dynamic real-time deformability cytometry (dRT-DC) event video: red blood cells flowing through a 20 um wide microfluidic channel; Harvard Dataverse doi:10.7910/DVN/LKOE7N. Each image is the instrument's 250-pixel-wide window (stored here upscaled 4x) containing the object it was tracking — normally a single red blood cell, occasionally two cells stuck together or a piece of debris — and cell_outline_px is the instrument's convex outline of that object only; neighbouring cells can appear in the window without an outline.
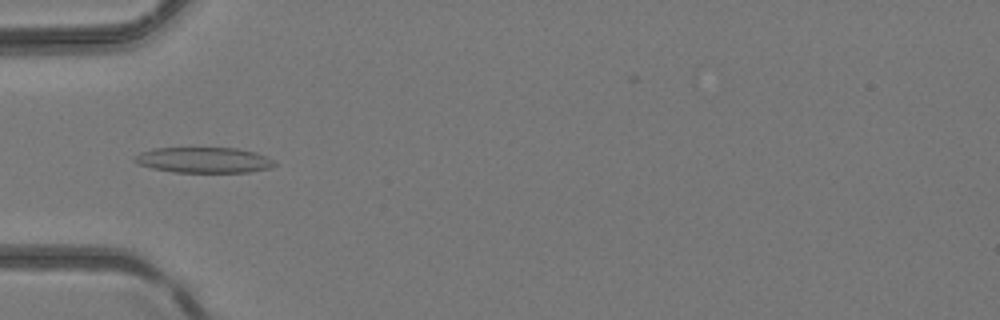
{"species": "common noctule bat (a hibernating species)", "species_latin": "Nyctalus noctula", "temperature_condition": "room temperature", "stored_images_in_passage": 49, "camera_frame_rate_fps": 3000, "um_per_image_px": 0.085, "animal": {"sex": "female", "body_mass_g": 24.6, "forearm_length_mm": 56.2}, "frame": {"image": 1, "passage_image": 17, "time_ms": 5.333, "image_size_px": [1000, 320], "cell_outline_px": [[276, 164], [268, 168], [248, 172], [172, 172], [152, 168], [140, 164], [132, 160], [140, 152], [152, 148], [236, 148], [256, 152], [272, 160]], "centroid_in_image_um": [17.29, 13.6], "position_along_channel_um": 67.7, "area_um2": 20.69}}
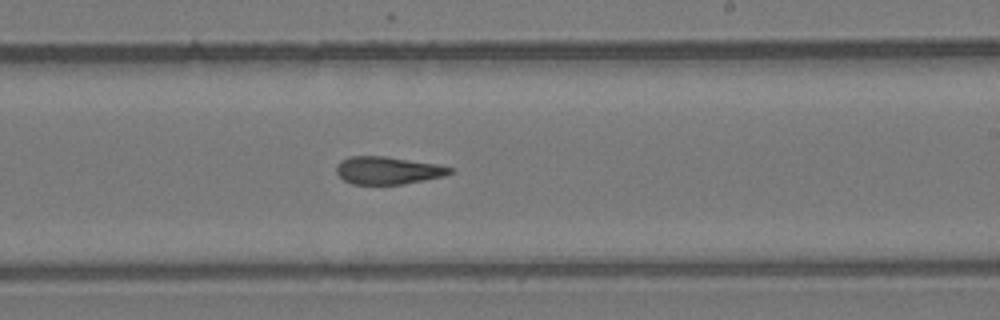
{"frame": {"image": 2, "passage_image": 30, "time_ms": 9.667, "image_size_px": [1000, 320], "cell_outline_px": [[456, 172], [444, 176], [404, 184], [352, 184], [344, 180], [336, 172], [336, 164], [340, 160], [348, 156], [384, 156], [440, 164], [452, 168]], "centroid_in_image_um": [32.98, 14.48], "position_along_channel_um": 256.0, "area_um2": 18.5}}
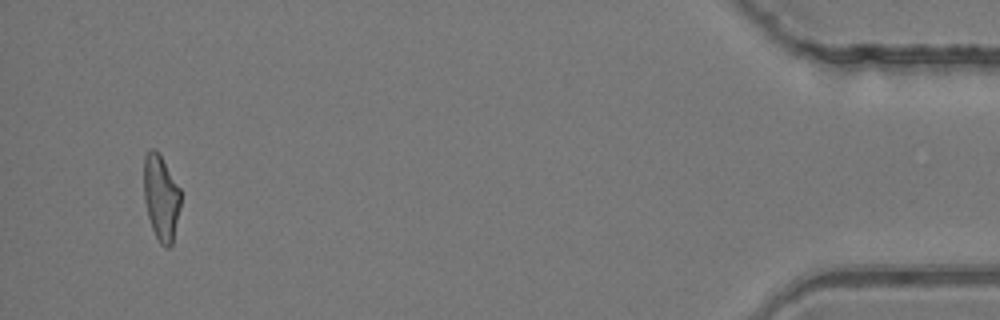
{"frame": {"image": 3, "passage_image": 47, "time_ms": 15.333, "image_size_px": [1000, 320], "cell_outline_px": [[180, 208], [172, 244], [168, 248], [164, 248], [160, 244], [152, 228], [148, 216], [144, 200], [144, 156], [152, 148], [156, 148], [160, 152], [180, 188]], "centroid_in_image_um": [13.69, 16.77], "position_along_channel_um": 421.5, "area_um2": 18.55}}